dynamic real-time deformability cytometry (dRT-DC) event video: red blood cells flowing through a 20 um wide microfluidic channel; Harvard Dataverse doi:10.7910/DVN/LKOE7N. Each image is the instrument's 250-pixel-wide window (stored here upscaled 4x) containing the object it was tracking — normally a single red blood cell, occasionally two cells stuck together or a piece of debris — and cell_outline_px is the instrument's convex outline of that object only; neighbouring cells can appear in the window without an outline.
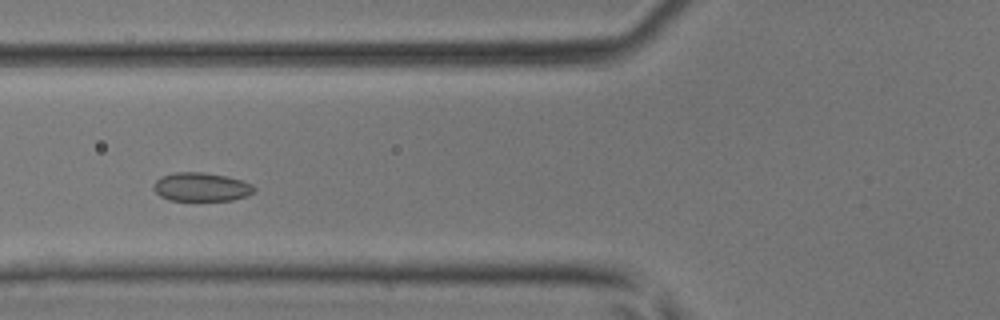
{"species": "common noctule bat (a hibernating species)", "species_latin": "Nyctalus noctula", "temperature_condition": "room temperature", "stored_images_in_passage": 30, "camera_frame_rate_fps": 3000, "um_per_image_px": 0.085, "animal": {"sex": "male", "body_mass_g": 17.9, "forearm_length_mm": 54.2}, "frame": {"image": 1, "passage_image": 12, "time_ms": 3.667, "image_size_px": [1000, 320], "cell_outline_px": [[256, 192], [248, 196], [232, 200], [168, 200], [160, 196], [152, 188], [156, 180], [160, 176], [176, 172], [204, 172], [224, 176], [240, 180], [252, 184], [256, 188]], "centroid_in_image_um": [17.11, 15.89], "position_along_channel_um": 108.7, "area_um2": 16.88}}
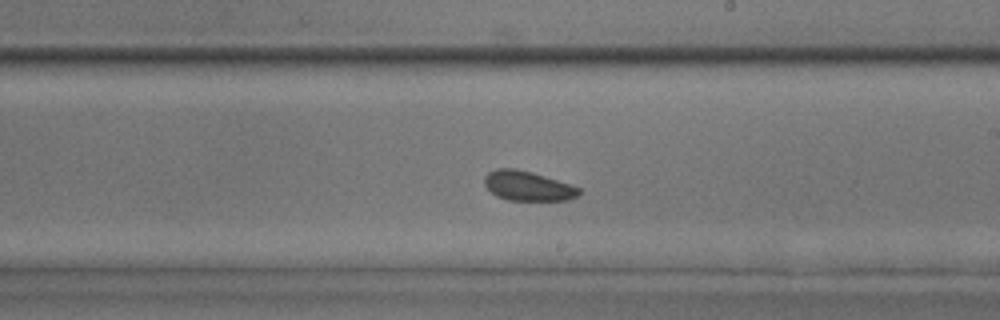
{"frame": {"image": 2, "passage_image": 21, "time_ms": 6.667, "image_size_px": [1000, 320], "cell_outline_px": [[580, 192], [576, 196], [568, 200], [508, 200], [496, 196], [484, 184], [484, 176], [488, 172], [496, 168], [516, 168], [532, 172], [580, 188]], "centroid_in_image_um": [44.81, 15.8], "position_along_channel_um": 244.2, "area_um2": 16.18}}
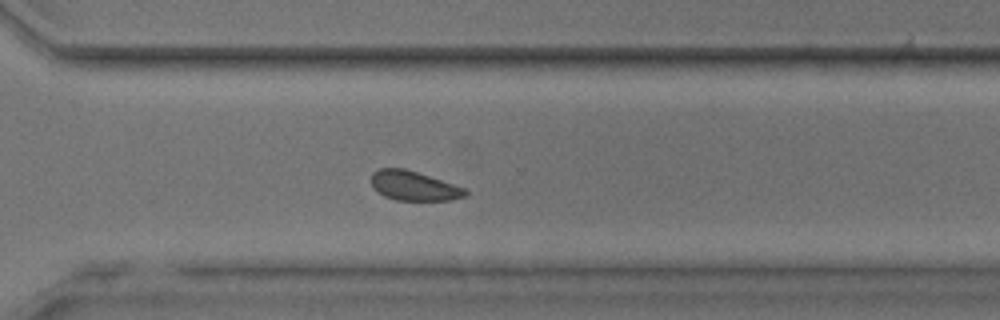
{"frame": {"image": 3, "passage_image": 27, "time_ms": 8.667, "image_size_px": [1000, 320], "cell_outline_px": [[468, 196], [448, 200], [396, 200], [384, 196], [376, 192], [372, 188], [372, 172], [380, 168], [404, 168], [468, 188]], "centroid_in_image_um": [35.2, 15.8], "position_along_channel_um": 335.4, "area_um2": 16.36}}